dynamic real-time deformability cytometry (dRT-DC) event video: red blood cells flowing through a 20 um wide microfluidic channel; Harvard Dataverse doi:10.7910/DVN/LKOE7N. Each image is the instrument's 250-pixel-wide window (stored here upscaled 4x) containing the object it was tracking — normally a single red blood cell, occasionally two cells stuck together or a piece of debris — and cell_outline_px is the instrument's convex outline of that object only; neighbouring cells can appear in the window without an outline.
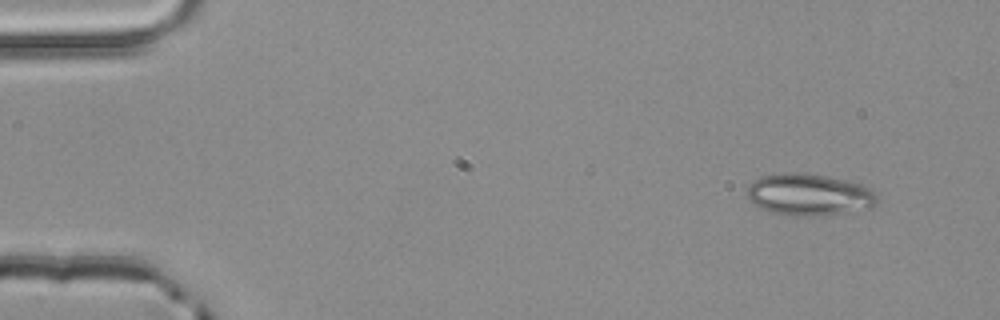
{"species": "common noctule bat (a hibernating species)", "species_latin": "Nyctalus noctula", "temperature_condition": "room temperature", "stored_images_in_passage": 3, "camera_frame_rate_fps": 3000, "um_per_image_px": 0.085, "animal": {"sex": "male", "body_mass_g": 20.4}, "frame": {"image": 1, "passage_image": 1, "time_ms": 0.0, "image_size_px": [1000, 320], "cell_outline_px": [[876, 204], [868, 208], [840, 212], [804, 216], [792, 216], [772, 212], [760, 208], [752, 204], [748, 200], [744, 192], [760, 176], [784, 172], [800, 172], [824, 176], [844, 180], [860, 184], [872, 188], [876, 196]], "centroid_in_image_um": [68.7, 16.53], "position_along_channel_um": 16.3, "area_um2": 31.39}}